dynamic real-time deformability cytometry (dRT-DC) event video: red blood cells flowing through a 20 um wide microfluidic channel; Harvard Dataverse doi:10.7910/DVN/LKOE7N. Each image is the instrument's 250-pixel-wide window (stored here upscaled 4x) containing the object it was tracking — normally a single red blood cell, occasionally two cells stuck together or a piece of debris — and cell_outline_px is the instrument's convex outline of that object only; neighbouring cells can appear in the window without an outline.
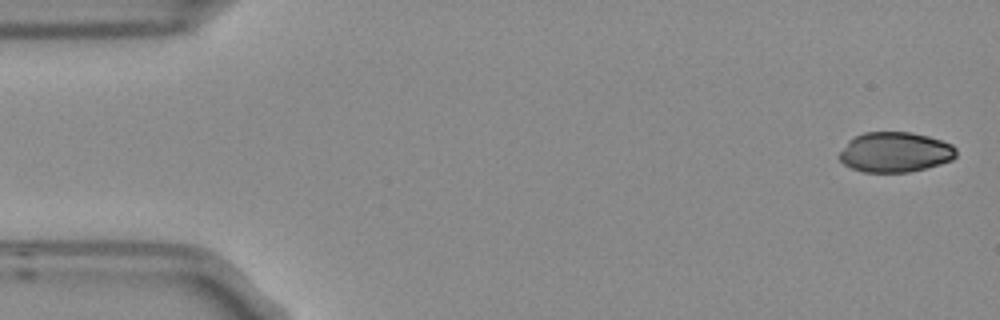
{"species": "Egyptian fruit bat (a non-hibernating species)", "species_latin": "Rousettus aegyptiacus", "temperature_condition": "room temperature", "stored_images_in_passage": 4, "camera_frame_rate_fps": 3000, "um_per_image_px": 0.085, "frame": {"image": 1, "passage_image": 1, "time_ms": 0.0, "image_size_px": [1000, 320], "cell_outline_px": [[956, 156], [952, 160], [940, 164], [908, 172], [864, 172], [852, 168], [844, 164], [840, 160], [840, 152], [848, 140], [864, 132], [912, 132], [928, 136], [952, 144], [956, 148]], "centroid_in_image_um": [76.09, 12.93], "position_along_channel_um": 8.9, "area_um2": 27.22}}